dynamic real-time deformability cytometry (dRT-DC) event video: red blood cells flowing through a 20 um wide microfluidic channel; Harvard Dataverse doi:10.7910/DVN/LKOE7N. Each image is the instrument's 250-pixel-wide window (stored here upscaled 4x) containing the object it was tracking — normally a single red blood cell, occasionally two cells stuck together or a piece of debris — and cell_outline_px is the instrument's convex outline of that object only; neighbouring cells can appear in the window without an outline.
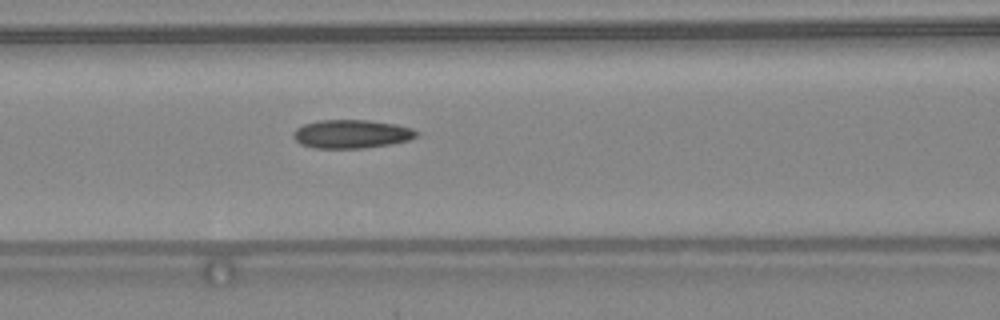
{"species": "common noctule bat (a hibernating species)", "species_latin": "Nyctalus noctula", "temperature_condition": "warm", "stored_images_in_passage": 36, "camera_frame_rate_fps": 3000, "um_per_image_px": 0.085, "animal": {"sex": "female", "body_mass_g": 24.6, "forearm_length_mm": 56.2}, "frame": {"image": 1, "passage_image": 16, "time_ms": 5.0, "image_size_px": [1000, 320], "cell_outline_px": [[416, 136], [408, 140], [388, 144], [364, 148], [316, 148], [300, 144], [292, 136], [292, 132], [296, 128], [304, 124], [316, 120], [368, 120], [396, 124], [412, 128], [416, 132]], "centroid_in_image_um": [29.82, 11.38], "position_along_channel_um": 136.8, "area_um2": 20.4}}